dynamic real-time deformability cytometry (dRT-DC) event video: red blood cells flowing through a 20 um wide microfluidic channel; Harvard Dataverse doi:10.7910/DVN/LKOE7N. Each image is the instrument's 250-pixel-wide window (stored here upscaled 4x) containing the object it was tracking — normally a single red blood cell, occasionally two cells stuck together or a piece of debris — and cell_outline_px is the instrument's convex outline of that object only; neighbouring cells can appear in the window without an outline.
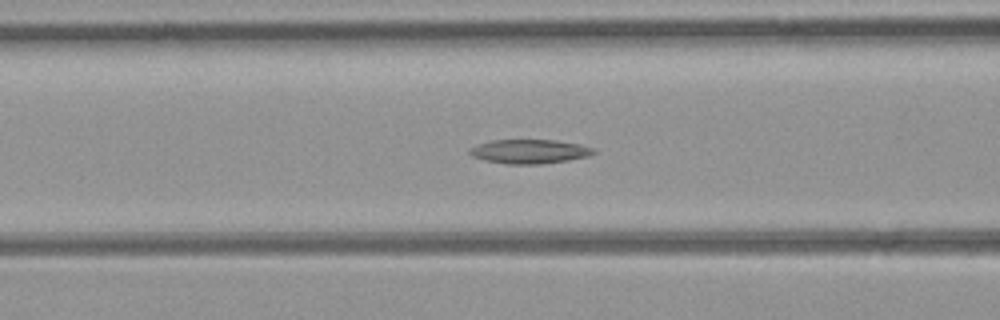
{"species": "common noctule bat (a hibernating species)", "species_latin": "Nyctalus noctula", "temperature_condition": "room temperature", "stored_images_in_passage": 39, "camera_frame_rate_fps": 3000, "um_per_image_px": 0.085, "animal": {"sex": "female", "body_mass_g": 21.9}, "frame": {"image": 1, "passage_image": 8, "time_ms": 2.333, "image_size_px": [1000, 320], "cell_outline_px": [[596, 152], [588, 156], [568, 160], [540, 164], [504, 164], [484, 160], [472, 156], [468, 152], [476, 144], [492, 140], [556, 140], [580, 144], [596, 148]], "centroid_in_image_um": [45.02, 12.87], "position_along_channel_um": 121.6, "area_um2": 17.51}}
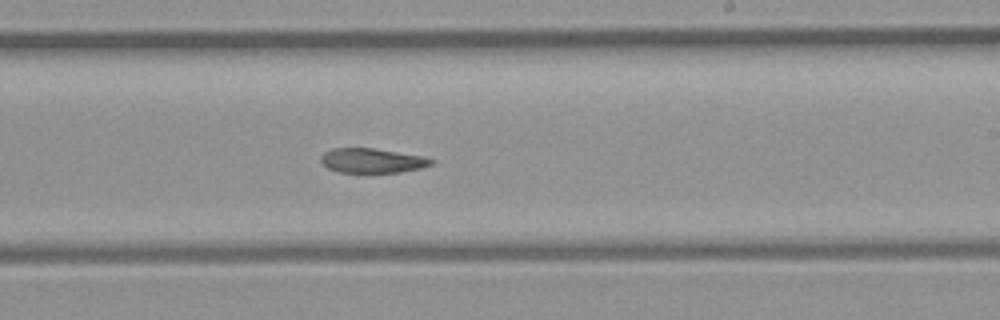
{"frame": {"image": 2, "passage_image": 18, "time_ms": 5.667, "image_size_px": [1000, 320], "cell_outline_px": [[436, 160], [432, 164], [420, 168], [400, 172], [336, 172], [328, 168], [320, 160], [320, 156], [324, 152], [332, 148], [372, 148], [420, 156]], "centroid_in_image_um": [31.59, 13.65], "position_along_channel_um": 257.4, "area_um2": 15.61}}
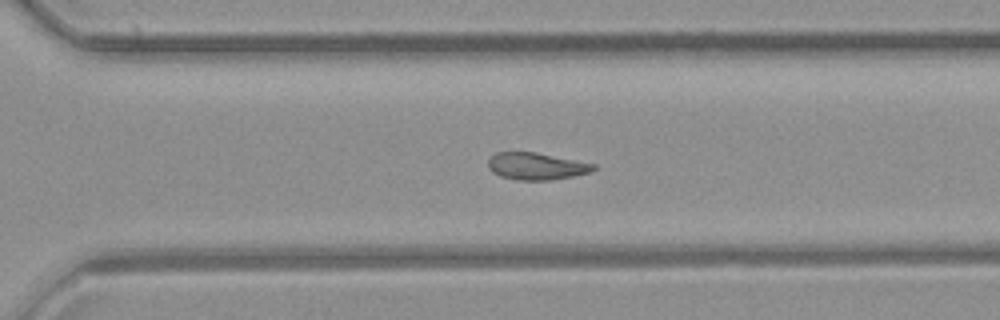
{"frame": {"image": 3, "passage_image": 23, "time_ms": 7.333, "image_size_px": [1000, 320], "cell_outline_px": [[596, 168], [592, 172], [552, 180], [516, 180], [500, 176], [492, 172], [488, 168], [488, 156], [496, 152], [536, 152], [596, 164]], "centroid_in_image_um": [45.56, 14.12], "position_along_channel_um": 325.0, "area_um2": 16.82}}